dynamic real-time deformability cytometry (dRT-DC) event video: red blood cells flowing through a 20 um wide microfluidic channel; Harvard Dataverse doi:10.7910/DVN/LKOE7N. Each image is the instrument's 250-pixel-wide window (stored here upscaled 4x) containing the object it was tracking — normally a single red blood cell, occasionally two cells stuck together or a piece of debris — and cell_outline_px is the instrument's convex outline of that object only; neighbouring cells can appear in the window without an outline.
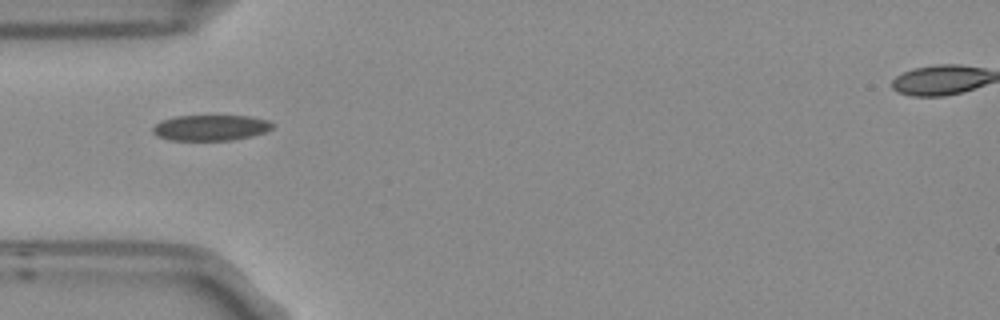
{"species": "Egyptian fruit bat (a non-hibernating species)", "species_latin": "Rousettus aegyptiacus", "temperature_condition": "room temperature", "stored_images_in_passage": 8, "camera_frame_rate_fps": 3000, "um_per_image_px": 0.085, "frame": {"image": 1, "passage_image": 5, "time_ms": 1.333, "image_size_px": [1000, 320], "cell_outline_px": [[276, 124], [272, 128], [264, 132], [252, 136], [232, 140], [168, 140], [156, 136], [152, 132], [152, 128], [160, 120], [176, 116], [252, 116], [268, 120]], "centroid_in_image_um": [17.9, 10.85], "position_along_channel_um": 67.1, "area_um2": 18.09}}